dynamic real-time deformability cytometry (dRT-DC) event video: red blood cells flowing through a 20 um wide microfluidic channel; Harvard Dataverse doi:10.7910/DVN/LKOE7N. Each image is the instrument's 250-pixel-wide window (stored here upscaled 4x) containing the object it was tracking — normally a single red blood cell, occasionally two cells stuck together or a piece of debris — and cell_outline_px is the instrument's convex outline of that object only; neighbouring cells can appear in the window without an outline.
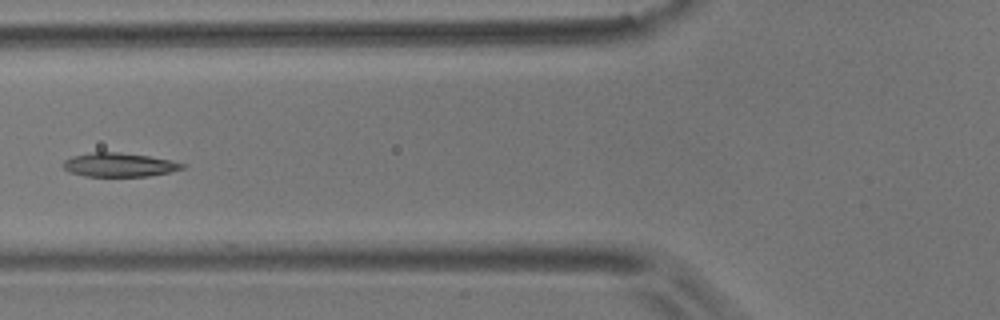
{"species": "common noctule bat (a hibernating species)", "species_latin": "Nyctalus noctula", "temperature_condition": "room temperature", "stored_images_in_passage": 6, "camera_frame_rate_fps": 3000, "um_per_image_px": 0.085, "animal": {"sex": "male", "body_mass_g": 17.9}, "frame": {"image": 1, "passage_image": 6, "time_ms": 6.0, "image_size_px": [1000, 320], "cell_outline_px": [[188, 164], [184, 168], [168, 172], [148, 176], [84, 176], [68, 172], [64, 168], [64, 160], [72, 156], [92, 152], [120, 152], [148, 156], [172, 160]], "centroid_in_image_um": [10.14, 14.0], "position_along_channel_um": 115.7, "area_um2": 16.59}}